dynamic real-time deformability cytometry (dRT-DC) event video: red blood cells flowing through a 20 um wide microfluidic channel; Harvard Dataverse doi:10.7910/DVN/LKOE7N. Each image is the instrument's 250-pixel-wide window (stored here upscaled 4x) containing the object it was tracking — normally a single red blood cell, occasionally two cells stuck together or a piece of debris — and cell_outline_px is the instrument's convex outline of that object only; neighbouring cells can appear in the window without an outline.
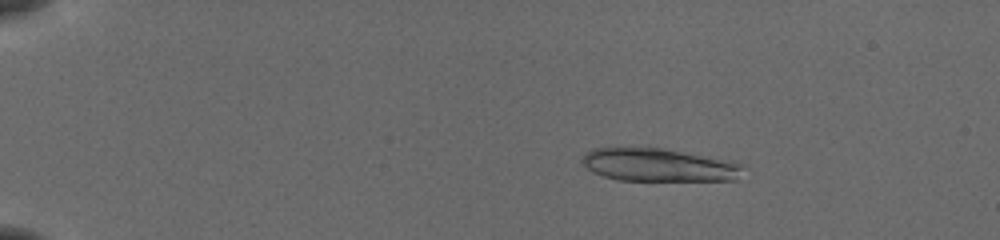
{"species": "common noctule bat (a hibernating species)", "species_latin": "Nyctalus noctula", "temperature_condition": "cold", "stored_images_in_passage": 55, "segment_of_instrument_passage": [1, 2], "camera_frame_rate_fps": 3000, "um_per_image_px": 0.085, "animal": {"sex": "female", "body_mass_g": 19.5, "forearm_length_mm": 54.1}, "frame": {"image": 1, "passage_image": 9, "time_ms": 2.667, "image_size_px": [1000, 240], "cell_outline_px": [[744, 164], [736, 180], [620, 180], [604, 176], [592, 172], [584, 164], [584, 156], [588, 152], [596, 148], [660, 148]], "centroid_in_image_um": [55.97, 14.04], "position_along_channel_um": 29.0, "area_um2": 29.94}}